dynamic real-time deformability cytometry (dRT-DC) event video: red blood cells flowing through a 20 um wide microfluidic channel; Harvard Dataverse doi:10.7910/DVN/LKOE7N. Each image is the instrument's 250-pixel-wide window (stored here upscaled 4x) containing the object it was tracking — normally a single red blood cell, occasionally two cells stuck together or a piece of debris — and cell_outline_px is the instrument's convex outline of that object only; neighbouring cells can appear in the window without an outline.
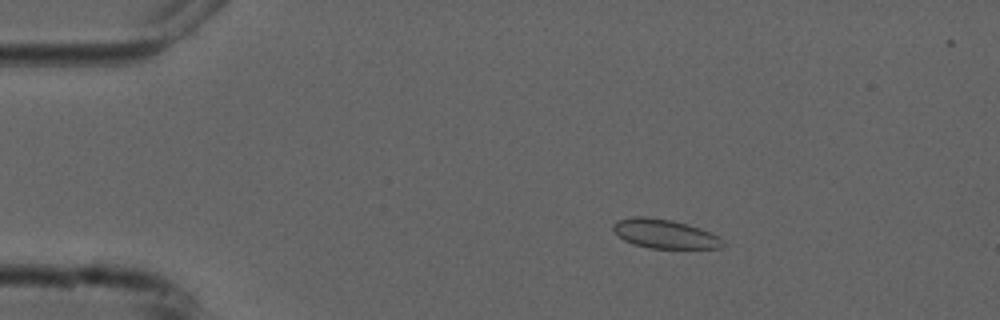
{"species": "common noctule bat (a hibernating species)", "species_latin": "Nyctalus noctula", "temperature_condition": "cold", "stored_images_in_passage": 5, "camera_frame_rate_fps": 3000, "um_per_image_px": 0.085, "animal": {"sex": "male", "forearm_length_mm": 52.5}, "frame": {"image": 1, "passage_image": 2, "time_ms": 1.333, "image_size_px": [1000, 320], "cell_outline_px": [[724, 244], [720, 248], [648, 248], [632, 244], [624, 240], [612, 228], [612, 224], [616, 220], [632, 216], [644, 216], [672, 220], [688, 224], [700, 228], [720, 236], [724, 240]], "centroid_in_image_um": [56.49, 19.87], "position_along_channel_um": 28.5, "area_um2": 18.73}}
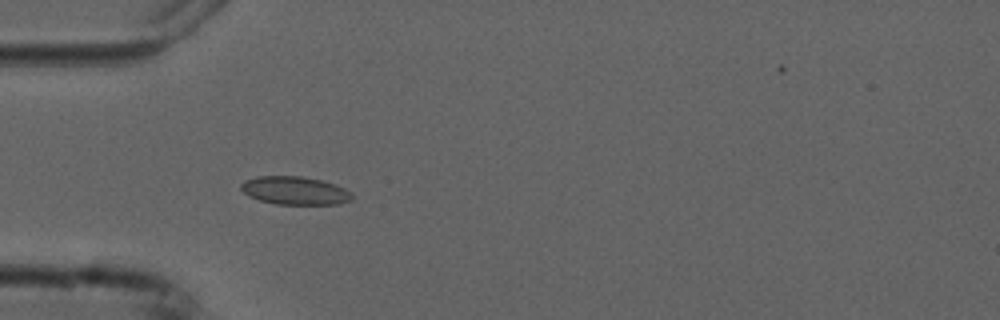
{"frame": {"image": 2, "passage_image": 4, "time_ms": 3.667, "image_size_px": [1000, 320], "cell_outline_px": [[352, 200], [340, 204], [276, 204], [260, 200], [248, 196], [240, 188], [240, 184], [244, 180], [256, 176], [300, 176], [320, 180], [344, 188], [352, 192]], "centroid_in_image_um": [25.04, 16.2], "position_along_channel_um": 60.0, "area_um2": 18.21}}
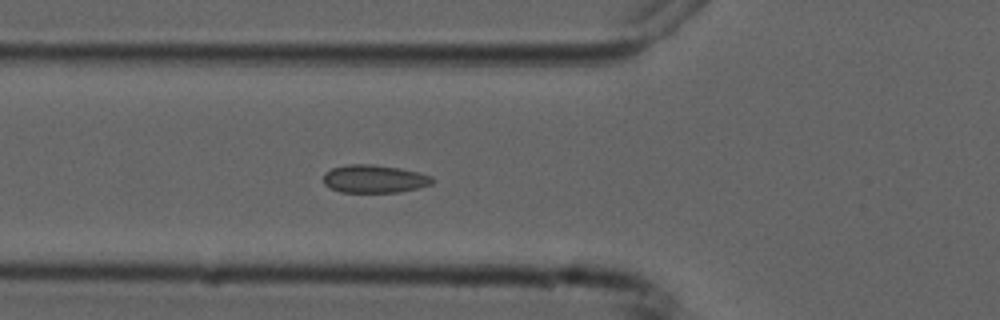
{"frame": {"image": 3, "passage_image": 5, "time_ms": 4.667, "image_size_px": [1000, 320], "cell_outline_px": [[436, 180], [432, 184], [400, 192], [340, 192], [324, 184], [324, 172], [332, 168], [348, 164], [372, 164], [400, 168], [420, 172], [432, 176]], "centroid_in_image_um": [31.84, 15.19], "position_along_channel_um": 94.0, "area_um2": 17.86}}